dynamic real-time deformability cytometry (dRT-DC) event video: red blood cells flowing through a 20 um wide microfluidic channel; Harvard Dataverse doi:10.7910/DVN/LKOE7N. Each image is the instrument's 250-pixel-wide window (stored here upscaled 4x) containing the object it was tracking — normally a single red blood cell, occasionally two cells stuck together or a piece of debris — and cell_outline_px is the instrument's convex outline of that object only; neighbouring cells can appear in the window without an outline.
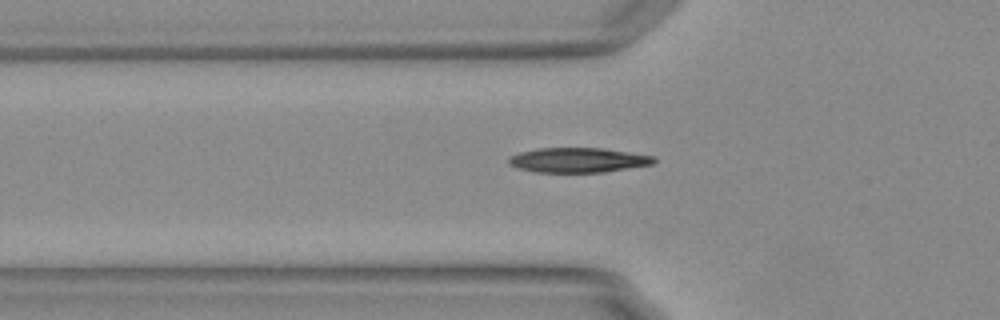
{"species": "Egyptian fruit bat (a non-hibernating species)", "species_latin": "Rousettus aegyptiacus", "temperature_condition": "warm", "stored_images_in_passage": 38, "camera_frame_rate_fps": 3000, "um_per_image_px": 0.085, "animal": {"sex": "female"}, "frame": {"image": 1, "passage_image": 2, "time_ms": 0.333, "image_size_px": [1000, 320], "cell_outline_px": [[656, 160], [652, 164], [604, 172], [536, 172], [516, 168], [508, 164], [508, 156], [520, 152], [540, 148], [604, 148], [656, 156]], "centroid_in_image_um": [49.12, 13.6], "position_along_channel_um": 76.7, "area_um2": 21.04}}
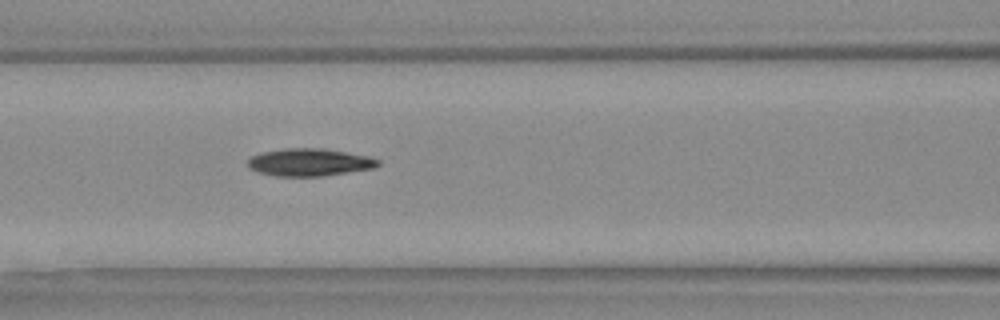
{"frame": {"image": 2, "passage_image": 7, "time_ms": 2.0, "image_size_px": [1000, 320], "cell_outline_px": [[380, 164], [372, 168], [320, 176], [276, 176], [256, 172], [248, 168], [248, 160], [252, 156], [260, 152], [284, 148], [320, 148], [368, 156], [380, 160]], "centroid_in_image_um": [26.24, 13.79], "position_along_channel_um": 140.4, "area_um2": 20.75}, "authors_computed_cell_mechanics": {"area_um2": 20.4901, "velocity_mm_per_s": 3.7725, "shape_relaxation_time_tau1_ms": 4.5912, "shape_relaxation_time_tau2_ms": null, "deformation_change_tau1": 0.1448, "deformation_change_tau2": null}}